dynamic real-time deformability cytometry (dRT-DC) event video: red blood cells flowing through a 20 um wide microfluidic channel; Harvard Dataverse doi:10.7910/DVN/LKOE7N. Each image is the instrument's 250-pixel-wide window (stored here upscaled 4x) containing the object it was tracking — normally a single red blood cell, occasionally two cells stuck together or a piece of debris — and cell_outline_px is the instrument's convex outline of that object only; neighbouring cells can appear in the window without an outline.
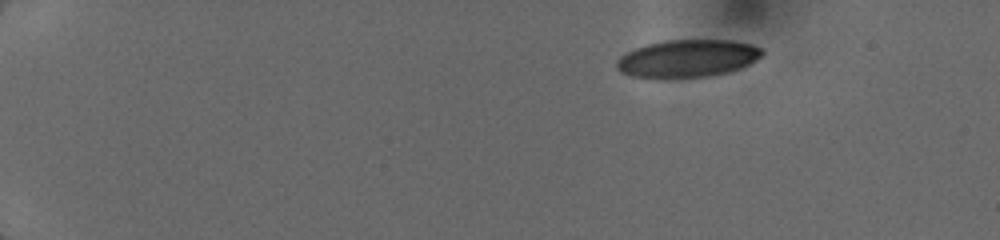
{"species": "human", "species_latin": "Homo sapiens", "temperature_condition": "cold", "stored_images_in_passage": 10, "camera_frame_rate_fps": 3000, "um_per_image_px": 0.085, "donor": {"sex": "female"}, "frame": {"image": 1, "passage_image": 1, "time_ms": 0.0, "image_size_px": [1000, 240], "cell_outline_px": [[764, 52], [756, 60], [740, 68], [728, 72], [708, 76], [664, 80], [656, 80], [632, 76], [620, 72], [616, 68], [616, 60], [620, 56], [636, 48], [648, 44], [664, 40], [728, 40], [752, 44], [764, 48]], "centroid_in_image_um": [58.4, 5.0], "position_along_channel_um": 26.6, "area_um2": 32.48}}